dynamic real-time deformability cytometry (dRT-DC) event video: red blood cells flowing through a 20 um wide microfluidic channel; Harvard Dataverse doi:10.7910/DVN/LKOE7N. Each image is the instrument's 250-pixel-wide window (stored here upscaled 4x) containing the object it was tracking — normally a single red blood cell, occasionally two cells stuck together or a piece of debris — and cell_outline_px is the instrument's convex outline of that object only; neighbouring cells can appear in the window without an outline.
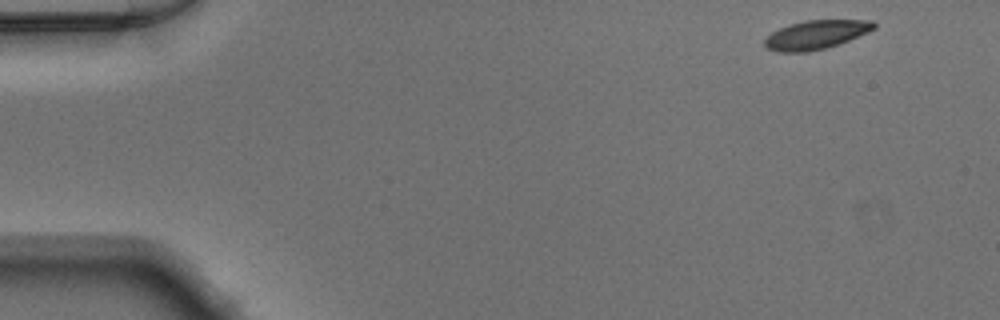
{"species": "Egyptian fruit bat (a non-hibernating species)", "species_latin": "Rousettus aegyptiacus", "temperature_condition": "warm", "stored_images_in_passage": 47, "camera_frame_rate_fps": 3000, "um_per_image_px": 0.085, "animal": {"sex": "male"}, "frame": {"image": 1, "passage_image": 1, "time_ms": 0.0, "image_size_px": [1000, 320], "cell_outline_px": [[876, 28], [868, 32], [848, 40], [824, 48], [808, 52], [776, 52], [768, 48], [764, 44], [764, 40], [772, 32], [780, 28], [804, 20], [872, 20], [876, 24]], "centroid_in_image_um": [69.36, 2.95], "position_along_channel_um": 15.6, "area_um2": 18.15}}
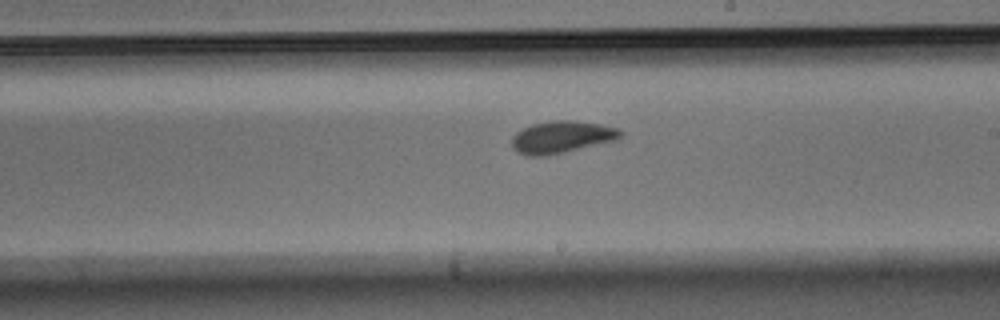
{"frame": {"image": 2, "passage_image": 26, "time_ms": 8.333, "image_size_px": [1000, 320], "cell_outline_px": [[624, 136], [620, 140], [564, 152], [544, 156], [528, 156], [516, 152], [512, 148], [512, 136], [516, 132], [532, 124], [552, 120], [572, 120], [600, 124], [620, 128], [624, 132]], "centroid_in_image_um": [47.8, 11.65], "position_along_channel_um": 241.2, "area_um2": 20.75}}
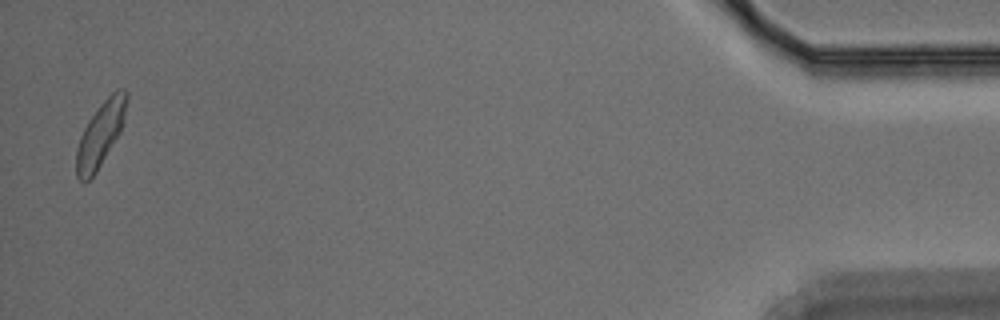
{"frame": {"image": 3, "passage_image": 46, "time_ms": 15.0, "image_size_px": [1000, 320], "cell_outline_px": [[128, 100], [124, 120], [120, 132], [96, 172], [84, 184], [76, 176], [76, 148], [80, 136], [88, 120], [100, 104], [116, 88], [124, 88], [128, 92]], "centroid_in_image_um": [8.54, 11.38], "position_along_channel_um": 426.7, "area_um2": 19.02}}